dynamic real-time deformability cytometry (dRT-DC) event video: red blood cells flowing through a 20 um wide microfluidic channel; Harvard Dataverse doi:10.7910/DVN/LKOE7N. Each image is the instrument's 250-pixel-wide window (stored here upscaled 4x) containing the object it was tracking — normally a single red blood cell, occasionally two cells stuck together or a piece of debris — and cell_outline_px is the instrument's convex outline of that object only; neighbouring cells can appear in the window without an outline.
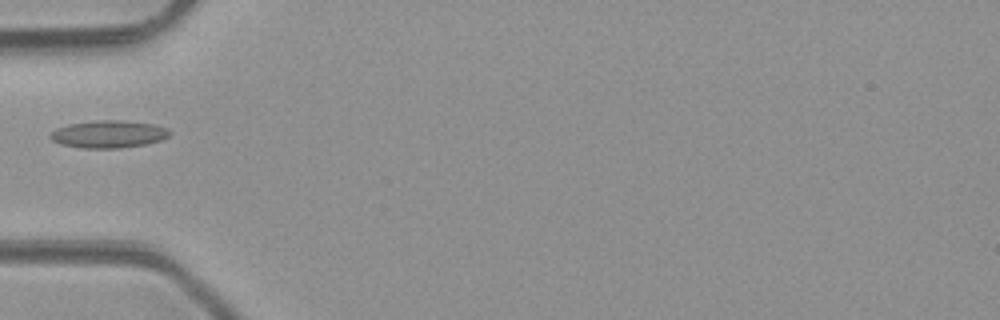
{"species": "common noctule bat (a hibernating species)", "species_latin": "Nyctalus noctula", "temperature_condition": "room temperature", "stored_images_in_passage": 2, "camera_frame_rate_fps": 3000, "um_per_image_px": 0.085, "animal": {"sex": "male", "body_mass_g": 23.1, "forearm_length_mm": 52.7}, "frame": {"image": 1, "passage_image": 1, "time_ms": 0.0, "image_size_px": [1000, 320], "cell_outline_px": [[172, 132], [168, 136], [160, 140], [144, 144], [120, 148], [84, 148], [60, 144], [52, 140], [48, 136], [56, 128], [68, 124], [96, 120], [124, 120], [156, 124], [168, 128]], "centroid_in_image_um": [9.24, 11.39], "position_along_channel_um": 75.8, "area_um2": 19.19}}
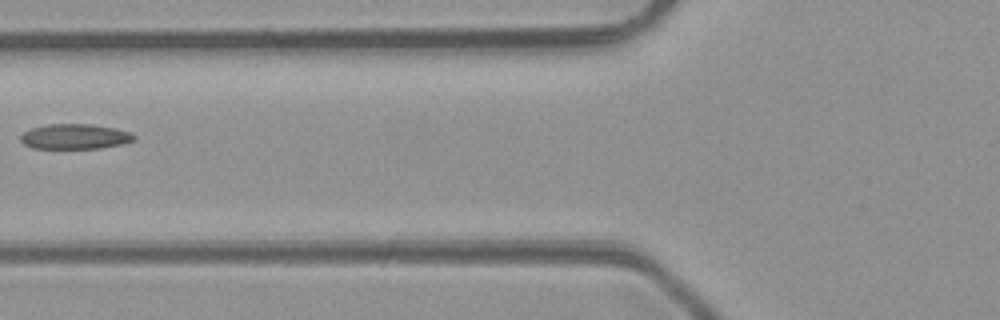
{"frame": {"image": 2, "passage_image": 2, "time_ms": 1.0, "image_size_px": [1000, 320], "cell_outline_px": [[136, 140], [124, 144], [100, 148], [32, 148], [24, 144], [20, 140], [20, 136], [24, 132], [32, 128], [48, 124], [92, 124], [116, 128], [132, 132], [136, 136]], "centroid_in_image_um": [6.42, 11.6], "position_along_channel_um": 119.4, "area_um2": 16.76}}